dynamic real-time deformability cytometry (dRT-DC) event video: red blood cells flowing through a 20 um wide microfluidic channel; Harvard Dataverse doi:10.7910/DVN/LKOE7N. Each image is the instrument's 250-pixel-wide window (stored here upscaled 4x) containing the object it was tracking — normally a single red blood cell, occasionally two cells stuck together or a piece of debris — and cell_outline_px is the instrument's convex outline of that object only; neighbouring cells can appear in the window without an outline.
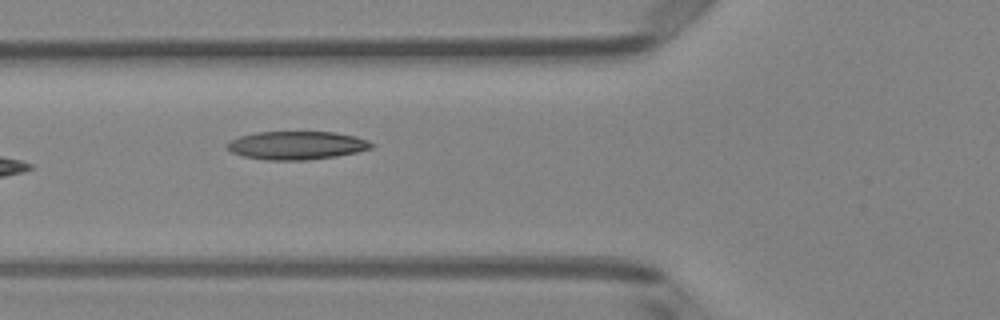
{"species": "Egyptian fruit bat (a non-hibernating species)", "species_latin": "Rousettus aegyptiacus", "temperature_condition": "room temperature", "stored_images_in_passage": 5, "camera_frame_rate_fps": 3000, "um_per_image_px": 0.085, "animal": {"sex": "female"}, "frame": {"image": 1, "passage_image": 4, "time_ms": 1.0, "image_size_px": [1000, 320], "cell_outline_px": [[376, 144], [372, 148], [356, 152], [336, 156], [308, 160], [264, 160], [244, 156], [232, 152], [224, 144], [228, 140], [240, 136], [256, 132], [332, 132], [356, 136], [368, 140]], "centroid_in_image_um": [25.21, 12.35], "position_along_channel_um": 100.6, "area_um2": 23.93}}
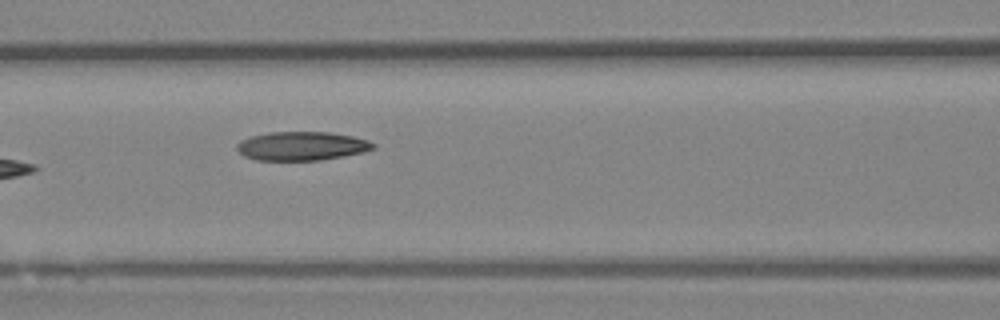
{"frame": {"image": 2, "passage_image": 5, "time_ms": 1.333, "image_size_px": [1000, 320], "cell_outline_px": [[376, 148], [360, 152], [320, 160], [256, 160], [244, 156], [236, 148], [236, 144], [240, 140], [252, 136], [268, 132], [328, 132], [352, 136], [368, 140], [376, 144]], "centroid_in_image_um": [25.62, 12.4], "position_along_channel_um": 141.0, "area_um2": 22.72}}